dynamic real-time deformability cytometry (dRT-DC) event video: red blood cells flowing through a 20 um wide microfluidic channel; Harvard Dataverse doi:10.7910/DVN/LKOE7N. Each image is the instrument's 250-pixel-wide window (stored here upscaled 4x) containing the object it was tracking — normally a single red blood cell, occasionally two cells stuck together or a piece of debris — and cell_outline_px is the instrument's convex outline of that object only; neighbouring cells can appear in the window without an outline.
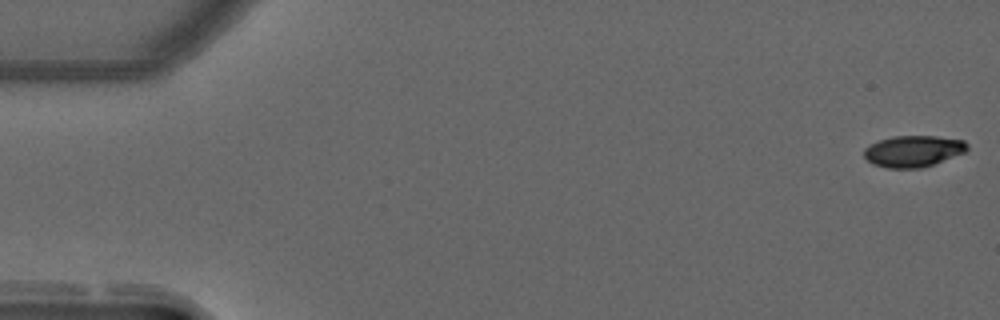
{"species": "common noctule bat (a hibernating species)", "species_latin": "Nyctalus noctula", "temperature_condition": "warm", "stored_images_in_passage": 55, "camera_frame_rate_fps": 3000, "um_per_image_px": 0.085, "animal": {"sex": "male", "forearm_length_mm": 52.5}, "frame": {"image": 1, "passage_image": 1, "time_ms": 0.0, "image_size_px": [1000, 320], "cell_outline_px": [[968, 148], [964, 152], [932, 164], [920, 168], [888, 168], [872, 164], [864, 156], [864, 148], [880, 140], [892, 136], [936, 136], [964, 140], [968, 144]], "centroid_in_image_um": [77.61, 12.84], "position_along_channel_um": 7.4, "area_um2": 18.67}}
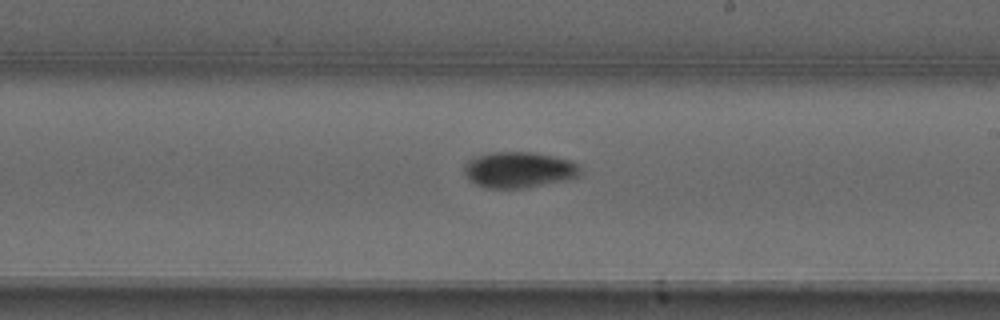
{"frame": {"image": 2, "passage_image": 32, "time_ms": 10.333, "image_size_px": [1000, 320], "cell_outline_px": [[584, 172], [580, 176], [524, 188], [488, 188], [476, 184], [464, 172], [464, 164], [468, 160], [476, 156], [488, 152], [532, 152], [572, 160]], "centroid_in_image_um": [44.11, 14.42], "position_along_channel_um": 244.9, "area_um2": 24.16}}
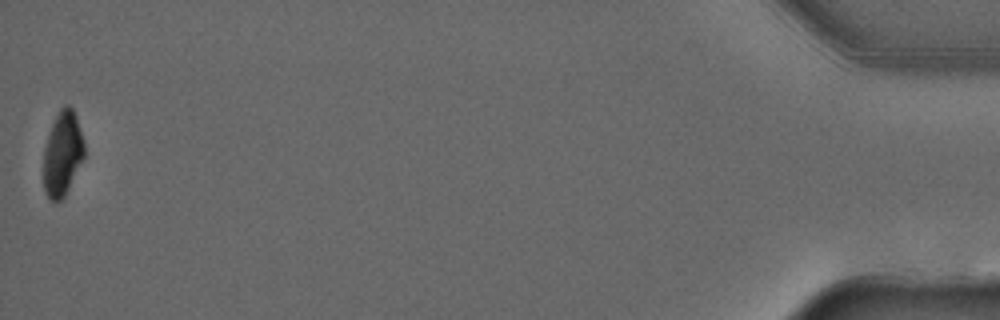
{"frame": {"image": 3, "passage_image": 55, "time_ms": 18.0, "image_size_px": [1000, 320], "cell_outline_px": [[84, 156], [64, 200], [56, 204], [44, 192], [44, 148], [52, 124], [60, 108], [64, 104], [68, 104], [72, 108], [76, 116], [84, 140]], "centroid_in_image_um": [5.32, 13.1], "position_along_channel_um": 429.9, "area_um2": 20.23}, "authors_computed_cell_mechanics": {"area_um2": 22.1952, "velocity_mm_per_s": 3.7115, "shape_relaxation_time_tau1_ms": 5.9483, "shape_relaxation_time_tau2_ms": 4.2742, "deformation_change_tau1": 0.1902, "deformation_change_tau2": 0.0528}}